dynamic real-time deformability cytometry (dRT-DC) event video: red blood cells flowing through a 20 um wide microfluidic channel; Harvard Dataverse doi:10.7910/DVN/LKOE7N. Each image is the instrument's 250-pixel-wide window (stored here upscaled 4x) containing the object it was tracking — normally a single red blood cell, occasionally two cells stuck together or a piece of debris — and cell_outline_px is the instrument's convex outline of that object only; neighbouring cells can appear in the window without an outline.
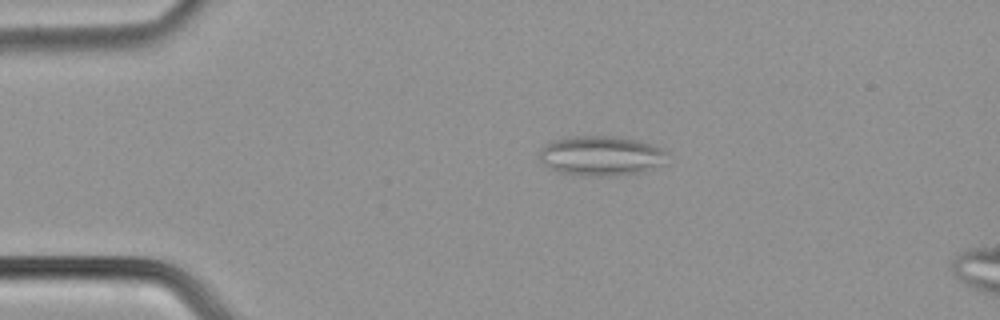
{"species": "common noctule bat (a hibernating species)", "species_latin": "Nyctalus noctula", "temperature_condition": "cold", "stored_images_in_passage": 49, "segment_of_instrument_passage": [1, 2], "camera_frame_rate_fps": 3000, "um_per_image_px": 0.085, "animal": {"sex": "male", "body_mass_g": 21.5, "forearm_length_mm": 52.0}, "frame": {"image": 1, "passage_image": 10, "time_ms": 3.0, "image_size_px": [1000, 320], "cell_outline_px": [[668, 152], [664, 164], [644, 172], [616, 176], [584, 176], [560, 172], [544, 164], [536, 156], [540, 148], [556, 140], [568, 136], [612, 136], [640, 140], [664, 148]], "centroid_in_image_um": [51.13, 13.24], "position_along_channel_um": 33.9, "area_um2": 30.11}}